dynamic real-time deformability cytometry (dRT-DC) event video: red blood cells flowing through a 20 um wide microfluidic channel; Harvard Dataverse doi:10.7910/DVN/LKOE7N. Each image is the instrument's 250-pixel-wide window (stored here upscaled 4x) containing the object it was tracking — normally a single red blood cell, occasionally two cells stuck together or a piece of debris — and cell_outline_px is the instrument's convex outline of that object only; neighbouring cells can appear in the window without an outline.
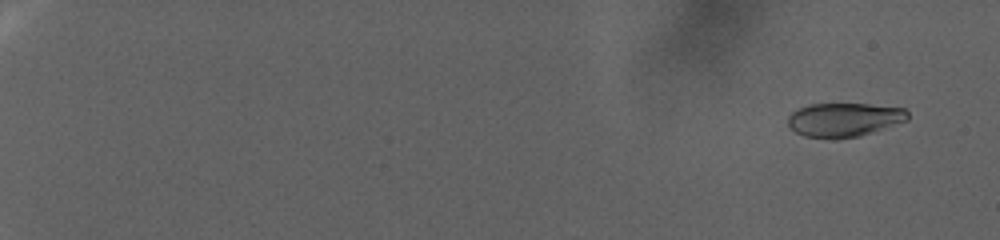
{"species": "human", "species_latin": "Homo sapiens", "temperature_condition": "warm", "stored_images_in_passage": 97, "camera_frame_rate_fps": 3000, "um_per_image_px": 0.085, "donor": {"sex": "female"}, "frame": {"image": 1, "passage_image": 7, "time_ms": 2.0, "image_size_px": [1000, 240], "cell_outline_px": [[908, 120], [860, 136], [804, 136], [788, 128], [788, 116], [796, 108], [808, 104], [868, 104], [904, 108], [908, 112]], "centroid_in_image_um": [71.73, 10.13], "position_along_channel_um": 13.3, "area_um2": 23.18}}
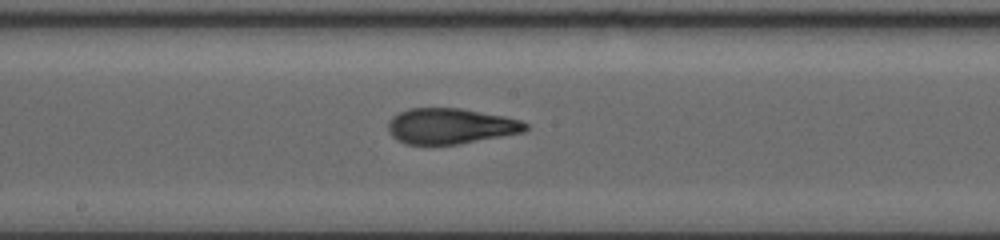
{"frame": {"image": 2, "passage_image": 61, "time_ms": 20.0, "image_size_px": [1000, 240], "cell_outline_px": [[528, 128], [524, 132], [504, 136], [456, 144], [404, 144], [396, 140], [388, 132], [388, 120], [392, 116], [408, 108], [460, 108], [504, 116], [520, 120], [528, 124]], "centroid_in_image_um": [38.27, 10.71], "position_along_channel_um": 209.9, "area_um2": 28.61}}
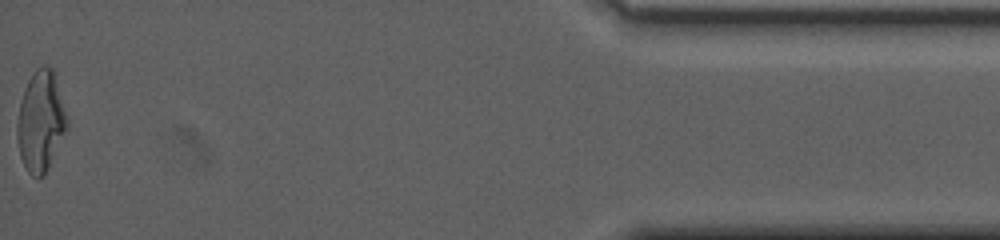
{"frame": {"image": 3, "passage_image": 97, "time_ms": 32.0, "image_size_px": [1000, 240], "cell_outline_px": [[68, 128], [44, 176], [32, 176], [28, 172], [20, 156], [16, 136], [16, 124], [20, 104], [24, 88], [28, 80], [36, 68], [44, 64], [52, 68], [68, 120]], "centroid_in_image_um": [3.45, 10.32], "position_along_channel_um": 431.8, "area_um2": 29.07}, "authors_computed_cell_mechanics": {"area_um2": 27.8596, "velocity_mm_per_s": 2.3943, "shape_relaxation_time_tau1_ms": 11.0265, "shape_relaxation_time_tau2_ms": 1.955, "deformation_change_tau1": 0.3072, "deformation_change_tau2": 0.0929}}